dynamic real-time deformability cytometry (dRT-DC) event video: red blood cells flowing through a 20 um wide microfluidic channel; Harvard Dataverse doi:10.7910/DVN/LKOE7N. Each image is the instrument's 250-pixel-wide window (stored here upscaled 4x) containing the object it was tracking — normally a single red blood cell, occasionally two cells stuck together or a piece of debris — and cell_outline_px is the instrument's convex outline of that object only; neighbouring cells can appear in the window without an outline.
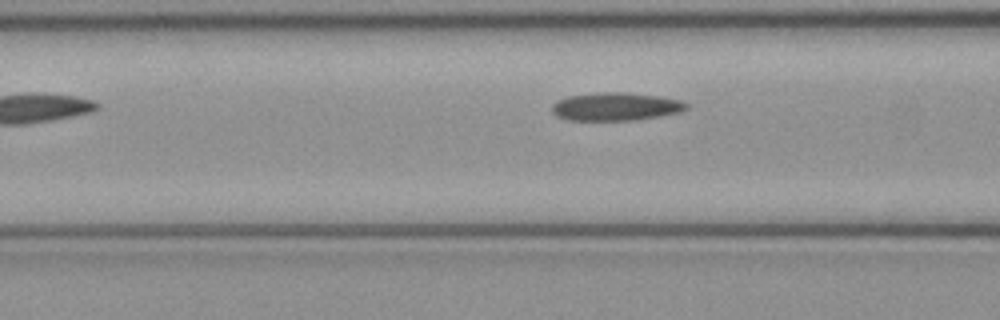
{"species": "common noctule bat (a hibernating species)", "species_latin": "Nyctalus noctula", "temperature_condition": "cold", "stored_images_in_passage": 35, "camera_frame_rate_fps": 3000, "um_per_image_px": 0.085, "animal": {"sex": "female", "body_mass_g": 21.9}, "frame": {"image": 1, "passage_image": 6, "time_ms": 1.667, "image_size_px": [1000, 320], "cell_outline_px": [[688, 108], [680, 112], [640, 120], [568, 120], [556, 116], [552, 112], [552, 104], [556, 100], [568, 96], [596, 92], [624, 92], [656, 96], [680, 100], [688, 104]], "centroid_in_image_um": [52.31, 9.06], "position_along_channel_um": 114.3, "area_um2": 22.14}}
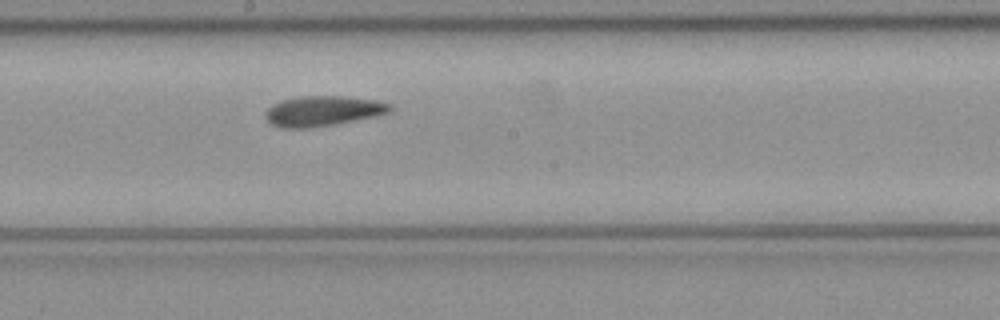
{"frame": {"image": 2, "passage_image": 14, "time_ms": 4.333, "image_size_px": [1000, 320], "cell_outline_px": [[392, 112], [376, 116], [336, 124], [308, 128], [280, 128], [272, 124], [264, 116], [264, 112], [272, 104], [280, 100], [300, 96], [344, 96], [376, 100], [392, 104]], "centroid_in_image_um": [27.44, 9.43], "position_along_channel_um": 220.8, "area_um2": 22.2}}
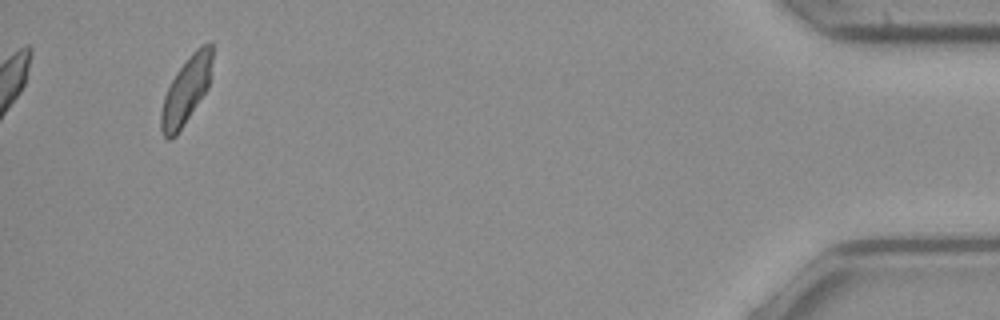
{"frame": {"image": 3, "passage_image": 35, "time_ms": 11.333, "image_size_px": [1000, 320], "cell_outline_px": [[212, 60], [208, 88], [176, 136], [168, 140], [164, 136], [160, 128], [160, 112], [164, 96], [176, 72], [188, 56], [200, 44], [212, 40]], "centroid_in_image_um": [15.82, 7.66], "position_along_channel_um": 419.4, "area_um2": 20.0}, "authors_computed_cell_mechanics": {"area_um2": 21.5016, "velocity_mm_per_s": 3.9812, "shape_relaxation_time_tau1_ms": null, "shape_relaxation_time_tau2_ms": 8.2639, "deformation_change_tau1": null, "deformation_change_tau2": 0.1295}}